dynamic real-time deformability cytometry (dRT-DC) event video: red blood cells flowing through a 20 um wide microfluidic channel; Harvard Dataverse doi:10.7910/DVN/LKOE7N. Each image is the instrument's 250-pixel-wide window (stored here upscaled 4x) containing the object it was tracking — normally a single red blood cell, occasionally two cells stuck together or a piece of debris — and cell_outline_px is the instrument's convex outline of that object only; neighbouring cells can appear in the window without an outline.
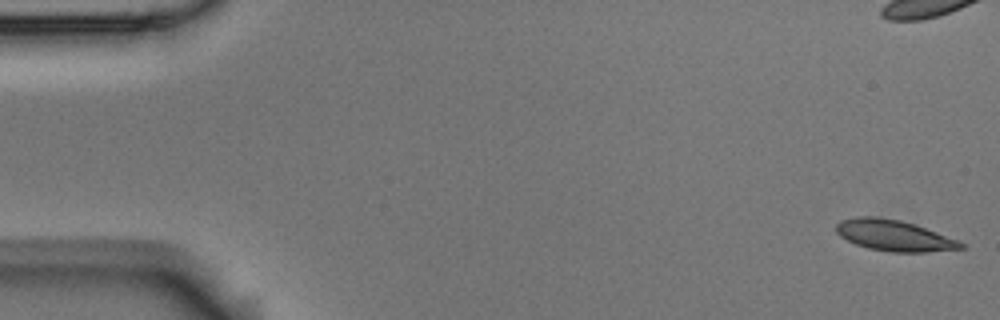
{"species": "Egyptian fruit bat (a non-hibernating species)", "species_latin": "Rousettus aegyptiacus", "temperature_condition": "room temperature", "stored_images_in_passage": 3, "camera_frame_rate_fps": 3000, "um_per_image_px": 0.085, "animal": {"sex": "male"}, "frame": {"image": 1, "passage_image": 1, "time_ms": 0.0, "image_size_px": [1000, 320], "cell_outline_px": [[964, 248], [928, 252], [892, 252], [868, 248], [856, 244], [840, 236], [836, 232], [836, 224], [840, 220], [856, 216], [876, 216], [900, 220], [916, 224], [956, 240], [964, 244]], "centroid_in_image_um": [75.95, 20.0], "position_along_channel_um": 9.1, "area_um2": 22.43}}